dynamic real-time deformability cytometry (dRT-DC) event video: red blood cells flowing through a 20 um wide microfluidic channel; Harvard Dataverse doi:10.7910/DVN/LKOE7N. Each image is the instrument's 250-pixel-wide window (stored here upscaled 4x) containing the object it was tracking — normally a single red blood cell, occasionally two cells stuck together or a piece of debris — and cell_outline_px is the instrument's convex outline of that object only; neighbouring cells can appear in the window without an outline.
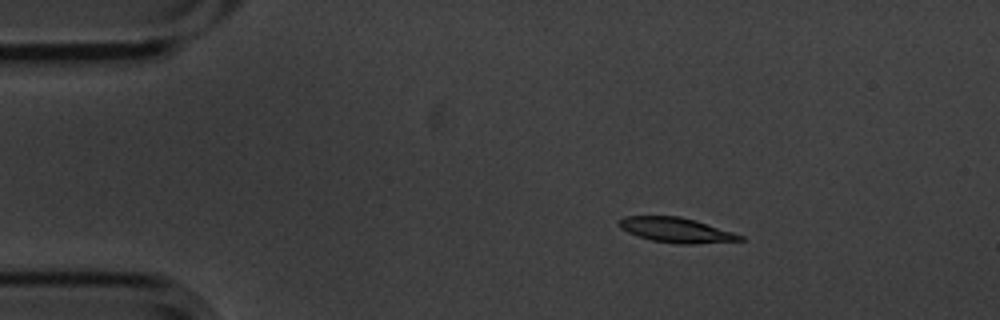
{"species": "common noctule bat (a hibernating species)", "species_latin": "Nyctalus noctula", "temperature_condition": "cold", "stored_images_in_passage": 4, "camera_frame_rate_fps": 3000, "um_per_image_px": 0.085, "animal": {"sex": "male", "body_mass_g": 20.1, "forearm_length_mm": 53.5}, "frame": {"image": 1, "passage_image": 2, "time_ms": 0.333, "image_size_px": [1000, 320], "cell_outline_px": [[744, 240], [692, 244], [680, 244], [652, 240], [628, 232], [620, 228], [616, 224], [624, 216], [680, 216], [696, 220], [744, 236]], "centroid_in_image_um": [57.47, 19.54], "position_along_channel_um": 27.5, "area_um2": 17.4}}
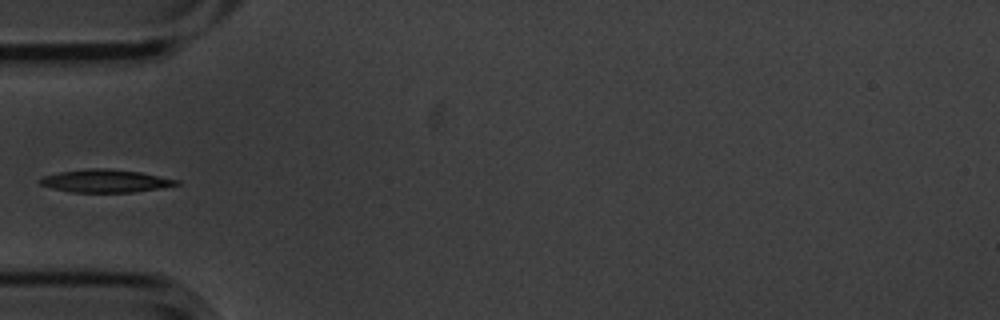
{"frame": {"image": 2, "passage_image": 4, "time_ms": 1.0, "image_size_px": [1000, 320], "cell_outline_px": [[180, 184], [160, 188], [132, 192], [72, 192], [52, 188], [40, 184], [36, 180], [40, 176], [60, 172], [88, 168], [108, 168], [140, 172], [180, 180]], "centroid_in_image_um": [8.92, 15.37], "position_along_channel_um": 76.1, "area_um2": 18.26}}